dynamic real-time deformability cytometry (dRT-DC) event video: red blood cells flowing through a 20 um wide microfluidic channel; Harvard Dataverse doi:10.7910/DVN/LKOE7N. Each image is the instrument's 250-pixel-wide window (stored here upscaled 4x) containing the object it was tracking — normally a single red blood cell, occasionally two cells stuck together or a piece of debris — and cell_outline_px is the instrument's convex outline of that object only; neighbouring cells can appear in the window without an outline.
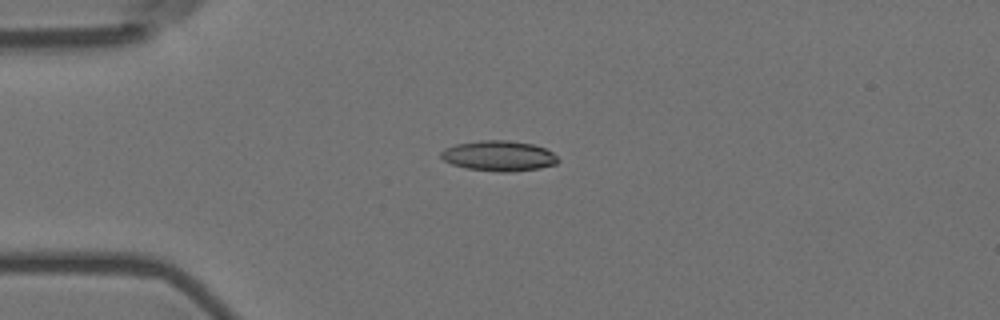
{"species": "Egyptian fruit bat (a non-hibernating species)", "species_latin": "Rousettus aegyptiacus", "temperature_condition": "room temperature", "stored_images_in_passage": 3, "camera_frame_rate_fps": 3000, "um_per_image_px": 0.085, "animal": {"sex": "female"}, "frame": {"image": 1, "passage_image": 3, "time_ms": 0.667, "image_size_px": [1000, 320], "cell_outline_px": [[560, 160], [556, 164], [540, 168], [508, 172], [500, 172], [468, 168], [452, 164], [444, 160], [440, 156], [440, 152], [444, 148], [456, 144], [480, 140], [508, 140], [532, 144], [544, 148], [552, 152]], "centroid_in_image_um": [42.4, 13.24], "position_along_channel_um": 42.6, "area_um2": 20.63}}